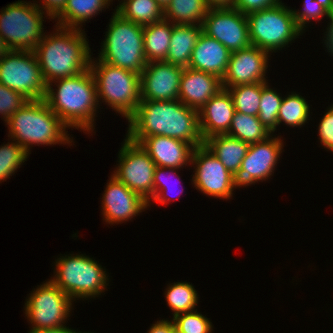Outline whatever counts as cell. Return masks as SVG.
Instances as JSON below:
<instances>
[{"instance_id":"20","label":"cell","mask_w":333,"mask_h":333,"mask_svg":"<svg viewBox=\"0 0 333 333\" xmlns=\"http://www.w3.org/2000/svg\"><path fill=\"white\" fill-rule=\"evenodd\" d=\"M139 144L149 154L156 166L181 169L191 163L194 146L166 136H149Z\"/></svg>"},{"instance_id":"2","label":"cell","mask_w":333,"mask_h":333,"mask_svg":"<svg viewBox=\"0 0 333 333\" xmlns=\"http://www.w3.org/2000/svg\"><path fill=\"white\" fill-rule=\"evenodd\" d=\"M33 50L45 83L79 75L90 67L91 50L85 31L56 25Z\"/></svg>"},{"instance_id":"40","label":"cell","mask_w":333,"mask_h":333,"mask_svg":"<svg viewBox=\"0 0 333 333\" xmlns=\"http://www.w3.org/2000/svg\"><path fill=\"white\" fill-rule=\"evenodd\" d=\"M281 3L280 0H235L233 8L243 14H248L253 11L269 9Z\"/></svg>"},{"instance_id":"22","label":"cell","mask_w":333,"mask_h":333,"mask_svg":"<svg viewBox=\"0 0 333 333\" xmlns=\"http://www.w3.org/2000/svg\"><path fill=\"white\" fill-rule=\"evenodd\" d=\"M230 56L231 52L222 43L202 32L192 51L189 68L211 73L222 79Z\"/></svg>"},{"instance_id":"38","label":"cell","mask_w":333,"mask_h":333,"mask_svg":"<svg viewBox=\"0 0 333 333\" xmlns=\"http://www.w3.org/2000/svg\"><path fill=\"white\" fill-rule=\"evenodd\" d=\"M303 8L302 11L292 9L294 20L302 31H305L304 28L307 26V23L311 22V19L318 21V19H323V16L328 17L329 11L321 6L316 0H304Z\"/></svg>"},{"instance_id":"1","label":"cell","mask_w":333,"mask_h":333,"mask_svg":"<svg viewBox=\"0 0 333 333\" xmlns=\"http://www.w3.org/2000/svg\"><path fill=\"white\" fill-rule=\"evenodd\" d=\"M128 125L126 136L136 143L149 136H166L194 147L204 145L198 111L179 99L141 100L135 113L128 119Z\"/></svg>"},{"instance_id":"48","label":"cell","mask_w":333,"mask_h":333,"mask_svg":"<svg viewBox=\"0 0 333 333\" xmlns=\"http://www.w3.org/2000/svg\"><path fill=\"white\" fill-rule=\"evenodd\" d=\"M158 2V4L163 8V10L165 9V7L169 4L170 0H156Z\"/></svg>"},{"instance_id":"10","label":"cell","mask_w":333,"mask_h":333,"mask_svg":"<svg viewBox=\"0 0 333 333\" xmlns=\"http://www.w3.org/2000/svg\"><path fill=\"white\" fill-rule=\"evenodd\" d=\"M0 84L28 100L45 99L47 84L33 51L10 50L0 60Z\"/></svg>"},{"instance_id":"8","label":"cell","mask_w":333,"mask_h":333,"mask_svg":"<svg viewBox=\"0 0 333 333\" xmlns=\"http://www.w3.org/2000/svg\"><path fill=\"white\" fill-rule=\"evenodd\" d=\"M246 17L251 44L268 53L282 50L303 34L294 20L292 9L284 3L250 12Z\"/></svg>"},{"instance_id":"43","label":"cell","mask_w":333,"mask_h":333,"mask_svg":"<svg viewBox=\"0 0 333 333\" xmlns=\"http://www.w3.org/2000/svg\"><path fill=\"white\" fill-rule=\"evenodd\" d=\"M328 19L330 21L329 25H327V30L324 32L326 38L324 41L325 47L328 49L327 52H330V55L333 56V9L329 11L328 13Z\"/></svg>"},{"instance_id":"30","label":"cell","mask_w":333,"mask_h":333,"mask_svg":"<svg viewBox=\"0 0 333 333\" xmlns=\"http://www.w3.org/2000/svg\"><path fill=\"white\" fill-rule=\"evenodd\" d=\"M165 290L166 302L174 312L173 317L178 314L196 310L198 304V293L190 282H174Z\"/></svg>"},{"instance_id":"49","label":"cell","mask_w":333,"mask_h":333,"mask_svg":"<svg viewBox=\"0 0 333 333\" xmlns=\"http://www.w3.org/2000/svg\"><path fill=\"white\" fill-rule=\"evenodd\" d=\"M172 333H181L178 329L174 328Z\"/></svg>"},{"instance_id":"14","label":"cell","mask_w":333,"mask_h":333,"mask_svg":"<svg viewBox=\"0 0 333 333\" xmlns=\"http://www.w3.org/2000/svg\"><path fill=\"white\" fill-rule=\"evenodd\" d=\"M195 166L192 184L207 196L230 199L233 196V174L205 146L195 147L191 163Z\"/></svg>"},{"instance_id":"33","label":"cell","mask_w":333,"mask_h":333,"mask_svg":"<svg viewBox=\"0 0 333 333\" xmlns=\"http://www.w3.org/2000/svg\"><path fill=\"white\" fill-rule=\"evenodd\" d=\"M283 97L276 90L268 85V82H262V94L260 100L259 113L257 117L259 121L272 134L277 130L278 111L282 103Z\"/></svg>"},{"instance_id":"23","label":"cell","mask_w":333,"mask_h":333,"mask_svg":"<svg viewBox=\"0 0 333 333\" xmlns=\"http://www.w3.org/2000/svg\"><path fill=\"white\" fill-rule=\"evenodd\" d=\"M201 33L202 25L172 24L170 47L165 61L184 68L189 67L192 51Z\"/></svg>"},{"instance_id":"12","label":"cell","mask_w":333,"mask_h":333,"mask_svg":"<svg viewBox=\"0 0 333 333\" xmlns=\"http://www.w3.org/2000/svg\"><path fill=\"white\" fill-rule=\"evenodd\" d=\"M119 163L112 174L149 204L153 199V177L156 164L139 143L127 136L118 153Z\"/></svg>"},{"instance_id":"13","label":"cell","mask_w":333,"mask_h":333,"mask_svg":"<svg viewBox=\"0 0 333 333\" xmlns=\"http://www.w3.org/2000/svg\"><path fill=\"white\" fill-rule=\"evenodd\" d=\"M272 136L250 144L241 168L233 174L234 189L266 181L272 175L284 147L281 137Z\"/></svg>"},{"instance_id":"42","label":"cell","mask_w":333,"mask_h":333,"mask_svg":"<svg viewBox=\"0 0 333 333\" xmlns=\"http://www.w3.org/2000/svg\"><path fill=\"white\" fill-rule=\"evenodd\" d=\"M175 328L174 321L171 320H159L152 324L148 333H172L173 329Z\"/></svg>"},{"instance_id":"39","label":"cell","mask_w":333,"mask_h":333,"mask_svg":"<svg viewBox=\"0 0 333 333\" xmlns=\"http://www.w3.org/2000/svg\"><path fill=\"white\" fill-rule=\"evenodd\" d=\"M318 134L321 145L333 152V105L322 117L318 126Z\"/></svg>"},{"instance_id":"16","label":"cell","mask_w":333,"mask_h":333,"mask_svg":"<svg viewBox=\"0 0 333 333\" xmlns=\"http://www.w3.org/2000/svg\"><path fill=\"white\" fill-rule=\"evenodd\" d=\"M184 67L166 61L147 62L140 74L141 100L172 101L178 99Z\"/></svg>"},{"instance_id":"24","label":"cell","mask_w":333,"mask_h":333,"mask_svg":"<svg viewBox=\"0 0 333 333\" xmlns=\"http://www.w3.org/2000/svg\"><path fill=\"white\" fill-rule=\"evenodd\" d=\"M204 145L234 174L247 154L250 144L227 134H216L204 140Z\"/></svg>"},{"instance_id":"19","label":"cell","mask_w":333,"mask_h":333,"mask_svg":"<svg viewBox=\"0 0 333 333\" xmlns=\"http://www.w3.org/2000/svg\"><path fill=\"white\" fill-rule=\"evenodd\" d=\"M221 89L222 79L218 76L186 67L181 76L178 99L199 111Z\"/></svg>"},{"instance_id":"37","label":"cell","mask_w":333,"mask_h":333,"mask_svg":"<svg viewBox=\"0 0 333 333\" xmlns=\"http://www.w3.org/2000/svg\"><path fill=\"white\" fill-rule=\"evenodd\" d=\"M28 101L19 92L0 84V115L5 123Z\"/></svg>"},{"instance_id":"11","label":"cell","mask_w":333,"mask_h":333,"mask_svg":"<svg viewBox=\"0 0 333 333\" xmlns=\"http://www.w3.org/2000/svg\"><path fill=\"white\" fill-rule=\"evenodd\" d=\"M25 303V316L32 328L30 331L65 326L70 317L73 300L51 280L34 289Z\"/></svg>"},{"instance_id":"7","label":"cell","mask_w":333,"mask_h":333,"mask_svg":"<svg viewBox=\"0 0 333 333\" xmlns=\"http://www.w3.org/2000/svg\"><path fill=\"white\" fill-rule=\"evenodd\" d=\"M54 263L55 275L50 280L73 301L98 297L109 284L105 269L89 256L70 254L60 256Z\"/></svg>"},{"instance_id":"46","label":"cell","mask_w":333,"mask_h":333,"mask_svg":"<svg viewBox=\"0 0 333 333\" xmlns=\"http://www.w3.org/2000/svg\"><path fill=\"white\" fill-rule=\"evenodd\" d=\"M10 50L8 49L6 43L4 42V39L0 35V60L1 58L6 55Z\"/></svg>"},{"instance_id":"28","label":"cell","mask_w":333,"mask_h":333,"mask_svg":"<svg viewBox=\"0 0 333 333\" xmlns=\"http://www.w3.org/2000/svg\"><path fill=\"white\" fill-rule=\"evenodd\" d=\"M115 11L124 19L142 26L164 18V10L156 0H122Z\"/></svg>"},{"instance_id":"45","label":"cell","mask_w":333,"mask_h":333,"mask_svg":"<svg viewBox=\"0 0 333 333\" xmlns=\"http://www.w3.org/2000/svg\"><path fill=\"white\" fill-rule=\"evenodd\" d=\"M29 333H78V331L71 329L66 326H62L59 328H50L43 330L30 331Z\"/></svg>"},{"instance_id":"26","label":"cell","mask_w":333,"mask_h":333,"mask_svg":"<svg viewBox=\"0 0 333 333\" xmlns=\"http://www.w3.org/2000/svg\"><path fill=\"white\" fill-rule=\"evenodd\" d=\"M111 0H67L57 18V26L82 29V23L110 6Z\"/></svg>"},{"instance_id":"47","label":"cell","mask_w":333,"mask_h":333,"mask_svg":"<svg viewBox=\"0 0 333 333\" xmlns=\"http://www.w3.org/2000/svg\"><path fill=\"white\" fill-rule=\"evenodd\" d=\"M316 1L328 11L333 9V0H316Z\"/></svg>"},{"instance_id":"5","label":"cell","mask_w":333,"mask_h":333,"mask_svg":"<svg viewBox=\"0 0 333 333\" xmlns=\"http://www.w3.org/2000/svg\"><path fill=\"white\" fill-rule=\"evenodd\" d=\"M89 69L95 79L98 104L102 99L128 120L141 101L140 74L92 58Z\"/></svg>"},{"instance_id":"4","label":"cell","mask_w":333,"mask_h":333,"mask_svg":"<svg viewBox=\"0 0 333 333\" xmlns=\"http://www.w3.org/2000/svg\"><path fill=\"white\" fill-rule=\"evenodd\" d=\"M10 139L28 152L36 145L71 144L67 126L49 108L45 99L29 100L6 122Z\"/></svg>"},{"instance_id":"44","label":"cell","mask_w":333,"mask_h":333,"mask_svg":"<svg viewBox=\"0 0 333 333\" xmlns=\"http://www.w3.org/2000/svg\"><path fill=\"white\" fill-rule=\"evenodd\" d=\"M235 0H205L208 7L212 8H233Z\"/></svg>"},{"instance_id":"18","label":"cell","mask_w":333,"mask_h":333,"mask_svg":"<svg viewBox=\"0 0 333 333\" xmlns=\"http://www.w3.org/2000/svg\"><path fill=\"white\" fill-rule=\"evenodd\" d=\"M102 197V215L107 224L131 220L149 206L148 202L113 175L108 180Z\"/></svg>"},{"instance_id":"9","label":"cell","mask_w":333,"mask_h":333,"mask_svg":"<svg viewBox=\"0 0 333 333\" xmlns=\"http://www.w3.org/2000/svg\"><path fill=\"white\" fill-rule=\"evenodd\" d=\"M0 35L9 50L33 51L45 36L44 13L33 2L17 1L0 11Z\"/></svg>"},{"instance_id":"34","label":"cell","mask_w":333,"mask_h":333,"mask_svg":"<svg viewBox=\"0 0 333 333\" xmlns=\"http://www.w3.org/2000/svg\"><path fill=\"white\" fill-rule=\"evenodd\" d=\"M30 153L16 141L0 146V182L6 181L27 161Z\"/></svg>"},{"instance_id":"32","label":"cell","mask_w":333,"mask_h":333,"mask_svg":"<svg viewBox=\"0 0 333 333\" xmlns=\"http://www.w3.org/2000/svg\"><path fill=\"white\" fill-rule=\"evenodd\" d=\"M231 94L235 111L257 116L262 94V82L240 84L226 88Z\"/></svg>"},{"instance_id":"31","label":"cell","mask_w":333,"mask_h":333,"mask_svg":"<svg viewBox=\"0 0 333 333\" xmlns=\"http://www.w3.org/2000/svg\"><path fill=\"white\" fill-rule=\"evenodd\" d=\"M309 109L305 98L292 92L282 100L278 111V126L284 122L289 127H302L309 120Z\"/></svg>"},{"instance_id":"35","label":"cell","mask_w":333,"mask_h":333,"mask_svg":"<svg viewBox=\"0 0 333 333\" xmlns=\"http://www.w3.org/2000/svg\"><path fill=\"white\" fill-rule=\"evenodd\" d=\"M175 328L181 333H212V322L209 318L193 310L181 313L172 318Z\"/></svg>"},{"instance_id":"17","label":"cell","mask_w":333,"mask_h":333,"mask_svg":"<svg viewBox=\"0 0 333 333\" xmlns=\"http://www.w3.org/2000/svg\"><path fill=\"white\" fill-rule=\"evenodd\" d=\"M270 55L256 46L231 53L227 71L222 78V88L240 84L267 82L266 72Z\"/></svg>"},{"instance_id":"3","label":"cell","mask_w":333,"mask_h":333,"mask_svg":"<svg viewBox=\"0 0 333 333\" xmlns=\"http://www.w3.org/2000/svg\"><path fill=\"white\" fill-rule=\"evenodd\" d=\"M52 83H55L57 89L53 88ZM45 101L68 128L81 129L88 134L94 131L99 104L95 79L90 69L79 75L50 82Z\"/></svg>"},{"instance_id":"6","label":"cell","mask_w":333,"mask_h":333,"mask_svg":"<svg viewBox=\"0 0 333 333\" xmlns=\"http://www.w3.org/2000/svg\"><path fill=\"white\" fill-rule=\"evenodd\" d=\"M97 59L141 74L147 61L144 54V26L124 19L114 11Z\"/></svg>"},{"instance_id":"29","label":"cell","mask_w":333,"mask_h":333,"mask_svg":"<svg viewBox=\"0 0 333 333\" xmlns=\"http://www.w3.org/2000/svg\"><path fill=\"white\" fill-rule=\"evenodd\" d=\"M248 144L266 140L271 132L259 121L257 116L235 111L229 131L226 133Z\"/></svg>"},{"instance_id":"21","label":"cell","mask_w":333,"mask_h":333,"mask_svg":"<svg viewBox=\"0 0 333 333\" xmlns=\"http://www.w3.org/2000/svg\"><path fill=\"white\" fill-rule=\"evenodd\" d=\"M235 113L231 94L221 89L198 111L200 131L203 139L216 134H226Z\"/></svg>"},{"instance_id":"41","label":"cell","mask_w":333,"mask_h":333,"mask_svg":"<svg viewBox=\"0 0 333 333\" xmlns=\"http://www.w3.org/2000/svg\"><path fill=\"white\" fill-rule=\"evenodd\" d=\"M40 4L35 3L44 13L46 11L47 16L53 19L63 10L67 0H40ZM42 4V6H40Z\"/></svg>"},{"instance_id":"25","label":"cell","mask_w":333,"mask_h":333,"mask_svg":"<svg viewBox=\"0 0 333 333\" xmlns=\"http://www.w3.org/2000/svg\"><path fill=\"white\" fill-rule=\"evenodd\" d=\"M171 34L172 23L164 18L144 26V54L147 62L165 61Z\"/></svg>"},{"instance_id":"15","label":"cell","mask_w":333,"mask_h":333,"mask_svg":"<svg viewBox=\"0 0 333 333\" xmlns=\"http://www.w3.org/2000/svg\"><path fill=\"white\" fill-rule=\"evenodd\" d=\"M202 32L218 40L231 53L251 46L246 14L235 8L209 9Z\"/></svg>"},{"instance_id":"27","label":"cell","mask_w":333,"mask_h":333,"mask_svg":"<svg viewBox=\"0 0 333 333\" xmlns=\"http://www.w3.org/2000/svg\"><path fill=\"white\" fill-rule=\"evenodd\" d=\"M209 9L205 0H170L164 19L172 24L202 25Z\"/></svg>"},{"instance_id":"36","label":"cell","mask_w":333,"mask_h":333,"mask_svg":"<svg viewBox=\"0 0 333 333\" xmlns=\"http://www.w3.org/2000/svg\"><path fill=\"white\" fill-rule=\"evenodd\" d=\"M176 170H178V169L156 166L155 171H154V177H153V199H151V200H153L154 202H157V203H161L162 205L171 202V199L173 201L174 197L171 198L168 195L174 194V192H172L174 189L172 188L173 186L169 185L170 184V183H168L169 179L167 180L168 177H165L166 176L165 173L169 174L170 176L178 175V174H176ZM168 171H169V173H168ZM169 175H167V176H169ZM176 177H178V179H176V180H179L180 176H176ZM182 192H183V190H180V192H178L179 195ZM176 198H177V196H176Z\"/></svg>"}]
</instances>
